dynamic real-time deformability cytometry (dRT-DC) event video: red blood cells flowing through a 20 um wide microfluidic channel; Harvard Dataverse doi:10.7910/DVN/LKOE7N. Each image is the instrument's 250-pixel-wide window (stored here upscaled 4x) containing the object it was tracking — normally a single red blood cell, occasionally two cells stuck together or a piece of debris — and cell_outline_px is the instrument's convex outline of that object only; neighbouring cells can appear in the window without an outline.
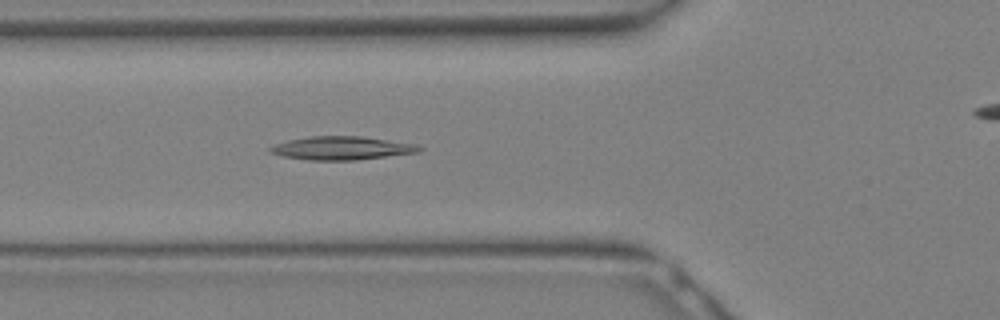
{"species": "Egyptian fruit bat (a non-hibernating species)", "species_latin": "Rousettus aegyptiacus", "temperature_condition": "warm", "stored_images_in_passage": 3, "camera_frame_rate_fps": 3000, "um_per_image_px": 0.085, "animal": {"sex": "female"}, "frame": {"image": 1, "passage_image": 3, "time_ms": 0.667, "image_size_px": [1000, 320], "cell_outline_px": [[424, 148], [420, 152], [356, 160], [308, 160], [284, 156], [268, 152], [268, 148], [276, 144], [288, 140], [312, 136], [360, 136], [416, 144]], "centroid_in_image_um": [29.06, 12.59], "position_along_channel_um": 96.7, "area_um2": 20.23}}